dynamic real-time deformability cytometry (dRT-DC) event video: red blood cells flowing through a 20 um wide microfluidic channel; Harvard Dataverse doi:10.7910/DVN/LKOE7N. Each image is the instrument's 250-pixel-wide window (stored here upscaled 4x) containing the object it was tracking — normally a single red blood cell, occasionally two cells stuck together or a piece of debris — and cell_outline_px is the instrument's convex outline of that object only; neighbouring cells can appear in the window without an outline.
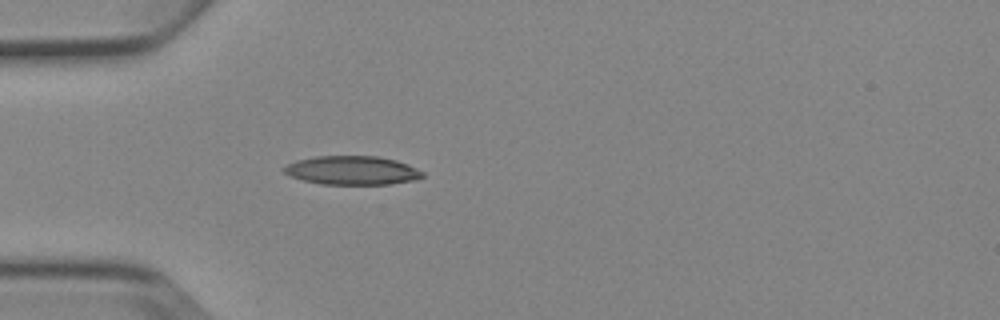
{"species": "Egyptian fruit bat (a non-hibernating species)", "species_latin": "Rousettus aegyptiacus", "temperature_condition": "cold", "stored_images_in_passage": 5, "camera_frame_rate_fps": 3000, "um_per_image_px": 0.085, "animal": {"sex": "female"}, "frame": {"image": 1, "passage_image": 5, "time_ms": 5.667, "image_size_px": [1000, 320], "cell_outline_px": [[424, 176], [416, 180], [392, 184], [320, 184], [304, 180], [292, 176], [284, 172], [280, 168], [296, 160], [316, 156], [376, 156], [396, 160], [408, 164], [424, 172]], "centroid_in_image_um": [29.95, 14.48], "position_along_channel_um": 55.1, "area_um2": 23.29}}